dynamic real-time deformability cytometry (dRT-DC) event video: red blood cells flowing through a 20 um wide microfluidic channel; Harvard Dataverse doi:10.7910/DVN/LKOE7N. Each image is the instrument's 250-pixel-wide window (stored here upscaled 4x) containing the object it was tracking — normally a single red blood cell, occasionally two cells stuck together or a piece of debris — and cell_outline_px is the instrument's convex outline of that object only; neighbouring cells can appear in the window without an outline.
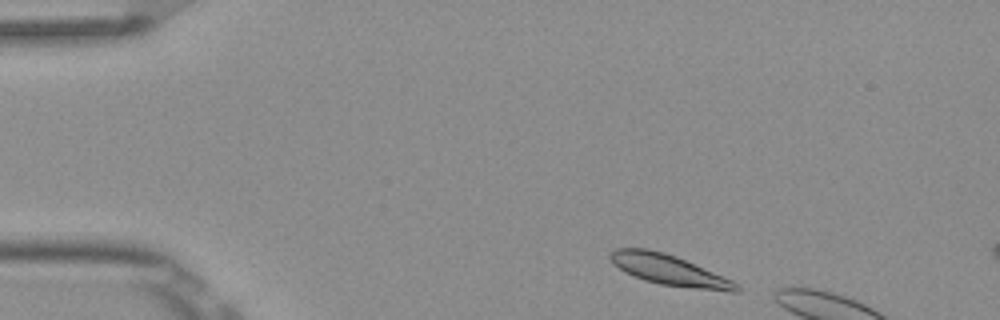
{"species": "Egyptian fruit bat (a non-hibernating species)", "species_latin": "Rousettus aegyptiacus", "temperature_condition": "room temperature", "stored_images_in_passage": 3, "camera_frame_rate_fps": 3000, "um_per_image_px": 0.085, "frame": {"image": 1, "passage_image": 1, "time_ms": 0.0, "image_size_px": [1000, 320], "cell_outline_px": [[740, 292], [728, 292], [692, 288], [660, 284], [644, 280], [632, 276], [624, 272], [612, 264], [608, 256], [616, 248], [648, 248], [664, 252], [676, 256], [732, 280], [740, 284]], "centroid_in_image_um": [56.87, 22.96], "position_along_channel_um": 28.1, "area_um2": 22.6}}